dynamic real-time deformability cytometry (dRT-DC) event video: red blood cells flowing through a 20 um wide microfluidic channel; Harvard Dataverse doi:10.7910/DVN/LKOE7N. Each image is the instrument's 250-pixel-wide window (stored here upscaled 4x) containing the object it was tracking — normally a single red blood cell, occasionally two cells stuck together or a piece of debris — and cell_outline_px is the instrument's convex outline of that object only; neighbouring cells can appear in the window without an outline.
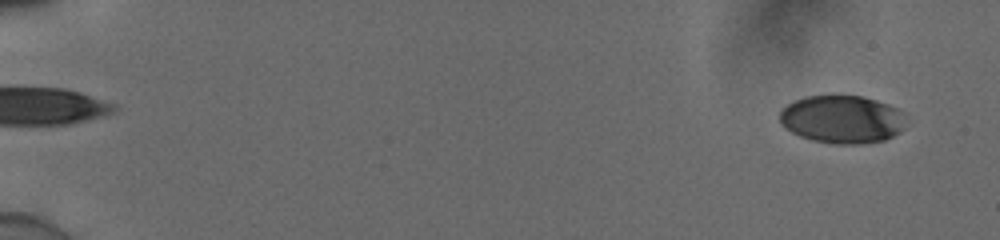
{"species": "human", "species_latin": "Homo sapiens", "temperature_condition": "cold", "stored_images_in_passage": 56, "camera_frame_rate_fps": 3000, "um_per_image_px": 0.085, "donor": {"sex": "male"}, "frame": {"image": 1, "passage_image": 4, "time_ms": 1.0, "image_size_px": [1000, 240], "cell_outline_px": [[900, 132], [884, 140], [860, 144], [836, 144], [812, 140], [800, 136], [792, 132], [780, 124], [780, 112], [788, 104], [804, 96], [864, 96], [888, 104], [896, 108], [900, 112]], "centroid_in_image_um": [71.51, 10.14], "position_along_channel_um": 13.5, "area_um2": 34.68}}
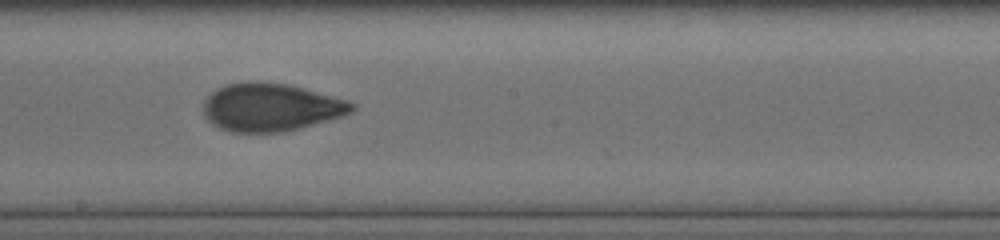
{"frame": {"image": 2, "passage_image": 34, "time_ms": 11.0, "image_size_px": [1000, 240], "cell_outline_px": [[356, 108], [352, 112], [340, 116], [300, 128], [284, 132], [232, 132], [220, 128], [212, 124], [204, 116], [204, 100], [216, 88], [228, 84], [256, 80], [284, 84], [348, 100], [356, 104]], "centroid_in_image_um": [22.99, 9.12], "position_along_channel_um": 225.2, "area_um2": 41.21}}
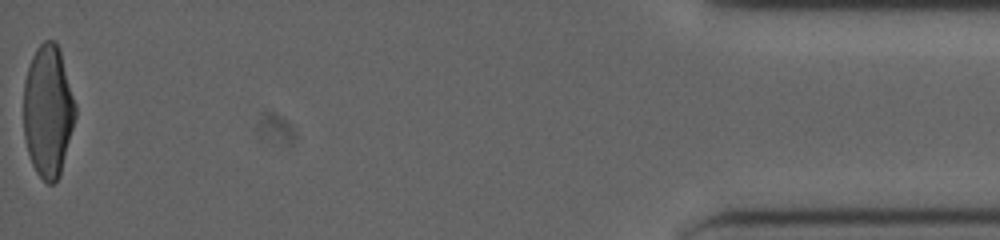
{"frame": {"image": 3, "passage_image": 56, "time_ms": 18.333, "image_size_px": [1000, 240], "cell_outline_px": [[76, 116], [60, 176], [52, 184], [48, 184], [36, 172], [32, 164], [28, 152], [24, 136], [24, 84], [28, 68], [32, 56], [36, 48], [44, 40], [56, 40], [60, 48], [76, 104]], "centroid_in_image_um": [4.1, 9.42], "position_along_channel_um": 431.1, "area_um2": 40.06}, "authors_computed_cell_mechanics": {"area_um2": 39.9687, "velocity_mm_per_s": 3.9072, "shape_relaxation_time_tau1_ms": 4.2513, "shape_relaxation_time_tau2_ms": 0.992, "deformation_change_tau1": 0.1754, "deformation_change_tau2": 0.0586}}